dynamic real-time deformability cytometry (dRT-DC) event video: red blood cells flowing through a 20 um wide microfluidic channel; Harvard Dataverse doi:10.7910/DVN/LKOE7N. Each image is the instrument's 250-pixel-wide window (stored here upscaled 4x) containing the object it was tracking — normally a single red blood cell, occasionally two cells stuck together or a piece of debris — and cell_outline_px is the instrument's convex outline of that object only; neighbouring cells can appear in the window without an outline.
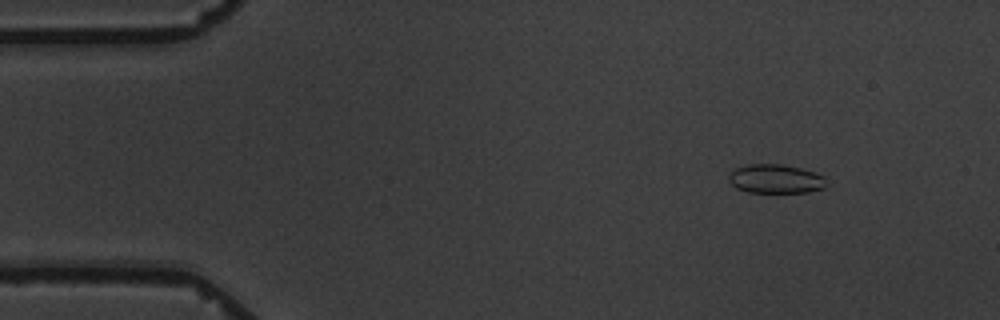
{"species": "common noctule bat (a hibernating species)", "species_latin": "Nyctalus noctula", "temperature_condition": "warm", "stored_images_in_passage": 6, "camera_frame_rate_fps": 3000, "um_per_image_px": 0.085, "animal": {"sex": "male", "body_mass_g": 19.5, "forearm_length_mm": 54.6}, "frame": {"image": 1, "passage_image": 2, "time_ms": 1.0, "image_size_px": [1000, 320], "cell_outline_px": [[824, 188], [808, 192], [748, 192], [736, 188], [728, 180], [728, 172], [736, 168], [748, 164], [780, 164], [800, 168], [816, 172], [824, 176]], "centroid_in_image_um": [65.88, 15.2], "position_along_channel_um": 19.1, "area_um2": 16.47}}
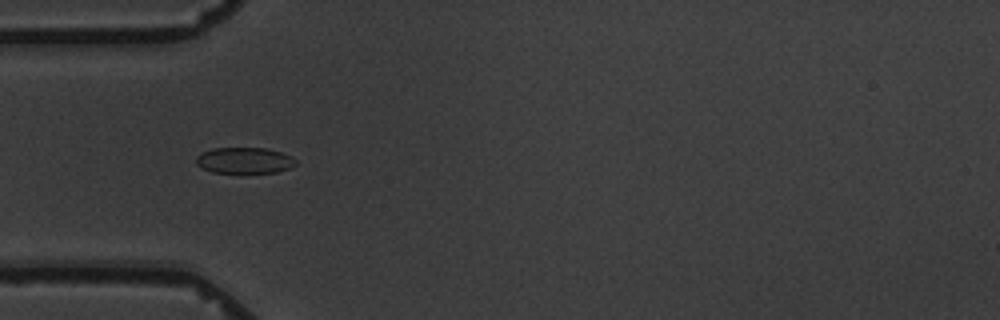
{"frame": {"image": 2, "passage_image": 5, "time_ms": 4.667, "image_size_px": [1000, 320], "cell_outline_px": [[296, 164], [288, 168], [276, 172], [244, 176], [212, 172], [200, 168], [196, 164], [196, 156], [200, 152], [212, 148], [268, 148], [292, 156], [296, 160]], "centroid_in_image_um": [20.73, 13.68], "position_along_channel_um": 64.3, "area_um2": 16.07}}